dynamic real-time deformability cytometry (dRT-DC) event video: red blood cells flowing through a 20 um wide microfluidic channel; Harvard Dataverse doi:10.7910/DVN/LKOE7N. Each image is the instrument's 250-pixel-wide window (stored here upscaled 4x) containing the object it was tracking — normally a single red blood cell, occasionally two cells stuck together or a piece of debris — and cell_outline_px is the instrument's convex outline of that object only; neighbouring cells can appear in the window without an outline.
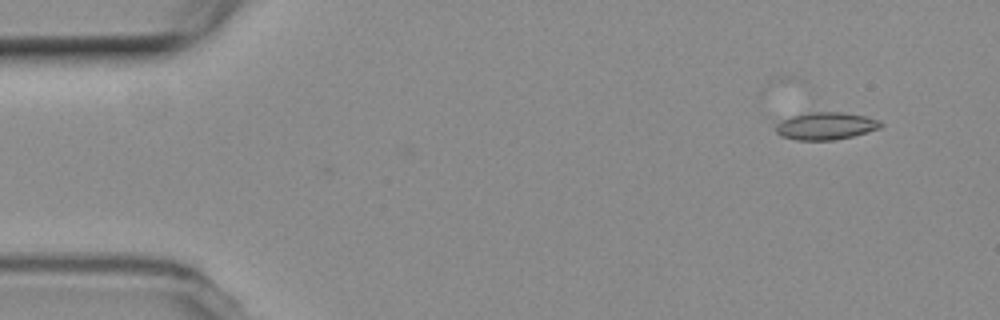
{"species": "common noctule bat (a hibernating species)", "species_latin": "Nyctalus noctula", "temperature_condition": "room temperature", "stored_images_in_passage": 2, "camera_frame_rate_fps": 3000, "um_per_image_px": 0.085, "animal": {"sex": "female", "body_mass_g": 19.3, "forearm_length_mm": 54.1}, "frame": {"image": 1, "passage_image": 2, "time_ms": 1.0, "image_size_px": [1000, 320], "cell_outline_px": [[884, 124], [880, 128], [852, 136], [832, 140], [796, 140], [780, 136], [776, 132], [764, 116], [808, 112], [840, 112], [864, 116], [880, 120]], "centroid_in_image_um": [69.85, 10.66], "position_along_channel_um": 15.2, "area_um2": 18.21}}